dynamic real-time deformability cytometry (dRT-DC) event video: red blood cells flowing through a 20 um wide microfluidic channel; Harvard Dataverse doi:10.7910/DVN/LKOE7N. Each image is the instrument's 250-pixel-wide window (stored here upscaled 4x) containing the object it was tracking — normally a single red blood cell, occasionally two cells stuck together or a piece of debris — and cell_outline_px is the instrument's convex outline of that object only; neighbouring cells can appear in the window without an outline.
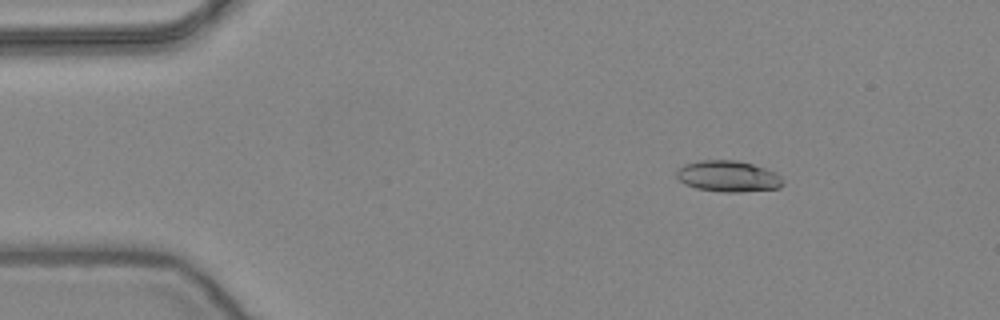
{"species": "common noctule bat (a hibernating species)", "species_latin": "Nyctalus noctula", "temperature_condition": "warm", "stored_images_in_passage": 48, "camera_frame_rate_fps": 3000, "um_per_image_px": 0.085, "animal": {"sex": "female", "body_mass_g": 24.6, "forearm_length_mm": 56.2}, "frame": {"image": 1, "passage_image": 3, "time_ms": 0.667, "image_size_px": [1000, 320], "cell_outline_px": [[784, 184], [780, 188], [740, 192], [720, 192], [696, 188], [684, 184], [676, 176], [676, 172], [684, 164], [700, 160], [736, 160], [752, 164], [776, 172], [784, 180]], "centroid_in_image_um": [61.91, 14.99], "position_along_channel_um": 23.1, "area_um2": 19.42}}
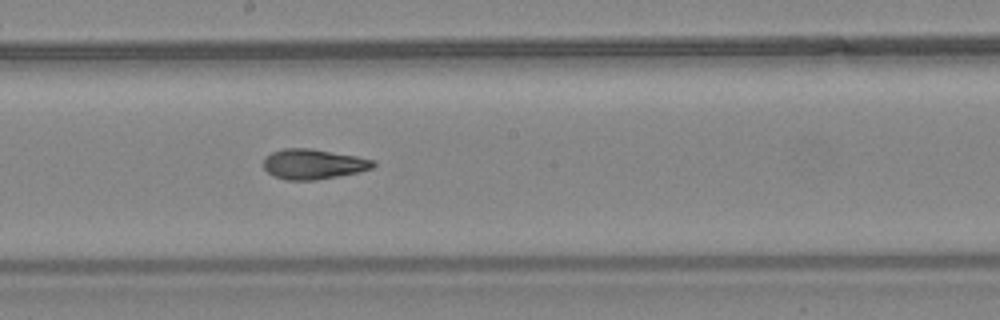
{"frame": {"image": 2, "passage_image": 24, "time_ms": 7.667, "image_size_px": [1000, 320], "cell_outline_px": [[376, 164], [372, 168], [360, 172], [316, 180], [284, 180], [272, 176], [264, 168], [264, 156], [272, 152], [284, 148], [312, 148], [356, 156], [376, 160]], "centroid_in_image_um": [26.63, 13.95], "position_along_channel_um": 221.6, "area_um2": 19.48}}
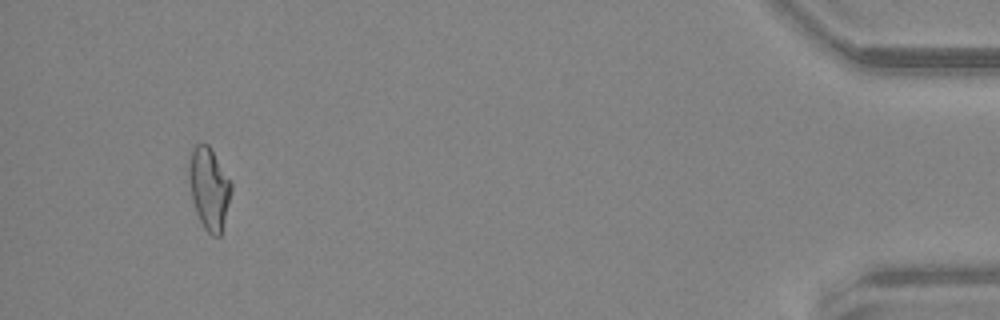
{"frame": {"image": 3, "passage_image": 45, "time_ms": 14.667, "image_size_px": [1000, 320], "cell_outline_px": [[232, 188], [220, 236], [212, 236], [204, 228], [196, 212], [192, 200], [188, 176], [188, 168], [192, 148], [196, 144], [208, 144], [232, 184]], "centroid_in_image_um": [17.75, 16.01], "position_along_channel_um": 417.5, "area_um2": 19.83}, "authors_computed_cell_mechanics": {"area_um2": 19.4497, "velocity_mm_per_s": 3.9034, "shape_relaxation_time_tau1_ms": null, "shape_relaxation_time_tau2_ms": 2.8032, "deformation_change_tau1": null, "deformation_change_tau2": 0.1067}}